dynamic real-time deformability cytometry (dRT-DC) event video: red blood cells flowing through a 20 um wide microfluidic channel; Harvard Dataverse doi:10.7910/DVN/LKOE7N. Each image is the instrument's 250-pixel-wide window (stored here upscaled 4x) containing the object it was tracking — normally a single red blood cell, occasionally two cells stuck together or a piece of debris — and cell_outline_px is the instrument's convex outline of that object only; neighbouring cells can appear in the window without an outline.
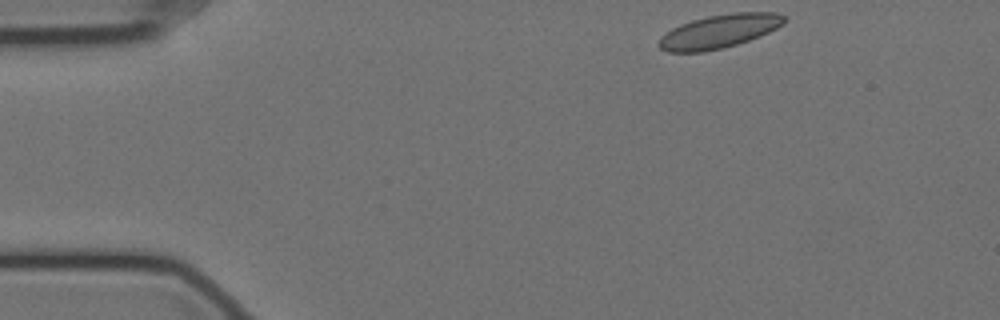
{"species": "Egyptian fruit bat (a non-hibernating species)", "species_latin": "Rousettus aegyptiacus", "temperature_condition": "cold", "stored_images_in_passage": 46, "camera_frame_rate_fps": 3000, "um_per_image_px": 0.085, "animal": {"sex": "female"}, "frame": {"image": 1, "passage_image": 1, "time_ms": 0.0, "image_size_px": [1000, 320], "cell_outline_px": [[788, 20], [784, 24], [760, 36], [736, 44], [704, 52], [668, 52], [660, 48], [656, 44], [660, 36], [672, 28], [680, 24], [692, 20], [708, 16], [736, 12], [776, 12], [784, 16]], "centroid_in_image_um": [61.11, 2.66], "position_along_channel_um": 23.9, "area_um2": 24.57}}
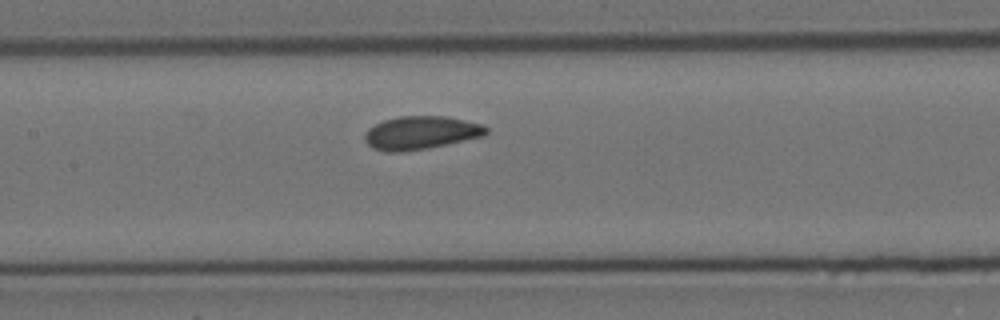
{"frame": {"image": 2, "passage_image": 20, "time_ms": 6.333, "image_size_px": [1000, 320], "cell_outline_px": [[488, 132], [484, 136], [428, 148], [400, 152], [384, 152], [372, 148], [364, 140], [364, 136], [368, 128], [384, 120], [400, 116], [448, 116], [484, 124], [488, 128]], "centroid_in_image_um": [35.79, 11.28], "position_along_channel_um": 171.6, "area_um2": 23.7}}
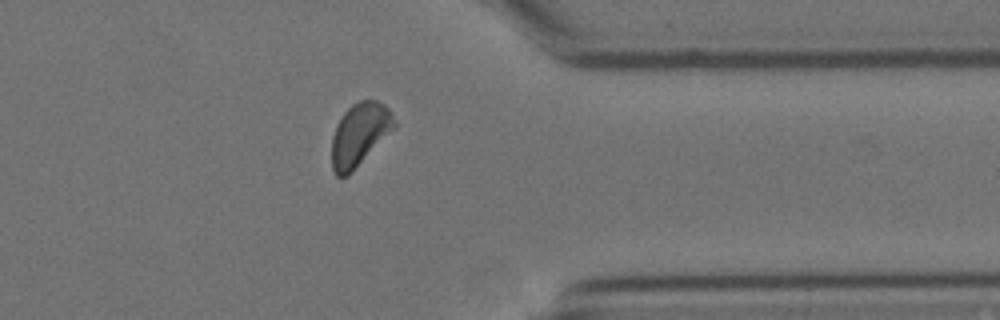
{"frame": {"image": 3, "passage_image": 39, "time_ms": 12.667, "image_size_px": [1000, 320], "cell_outline_px": [[396, 128], [348, 176], [336, 176], [332, 168], [332, 136], [336, 124], [344, 112], [352, 104], [360, 100], [376, 100], [384, 104], [388, 108], [396, 120]], "centroid_in_image_um": [30.58, 11.43], "position_along_channel_um": 380.8, "area_um2": 23.12}}